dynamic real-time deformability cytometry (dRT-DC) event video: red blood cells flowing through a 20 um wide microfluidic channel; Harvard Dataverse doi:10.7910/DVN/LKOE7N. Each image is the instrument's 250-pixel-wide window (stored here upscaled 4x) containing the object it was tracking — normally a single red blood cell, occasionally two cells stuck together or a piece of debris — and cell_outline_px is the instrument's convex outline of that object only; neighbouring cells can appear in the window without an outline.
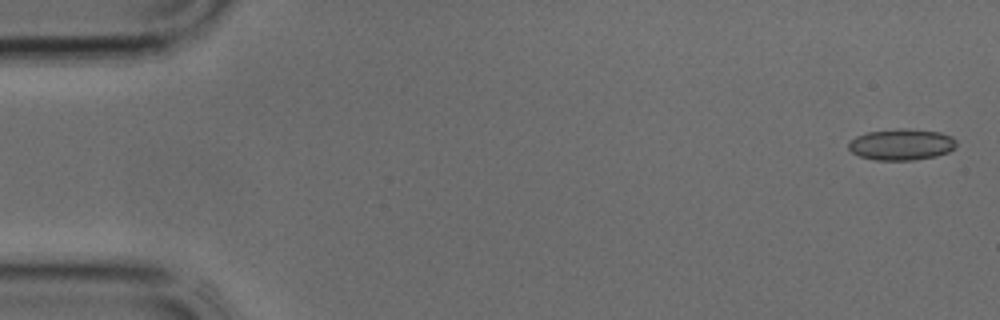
{"species": "common noctule bat (a hibernating species)", "species_latin": "Nyctalus noctula", "temperature_condition": "cold", "stored_images_in_passage": 38, "camera_frame_rate_fps": 3000, "um_per_image_px": 0.085, "animal": {"sex": "male", "body_mass_g": 17.9, "forearm_length_mm": 54.2}, "frame": {"image": 1, "passage_image": 1, "time_ms": 0.0, "image_size_px": [1000, 320], "cell_outline_px": [[956, 148], [948, 152], [936, 156], [912, 160], [876, 160], [860, 156], [852, 152], [848, 148], [848, 144], [856, 136], [868, 132], [900, 128], [904, 128], [940, 132], [952, 136], [956, 140]], "centroid_in_image_um": [76.65, 12.28], "position_along_channel_um": 8.3, "area_um2": 19.65}}
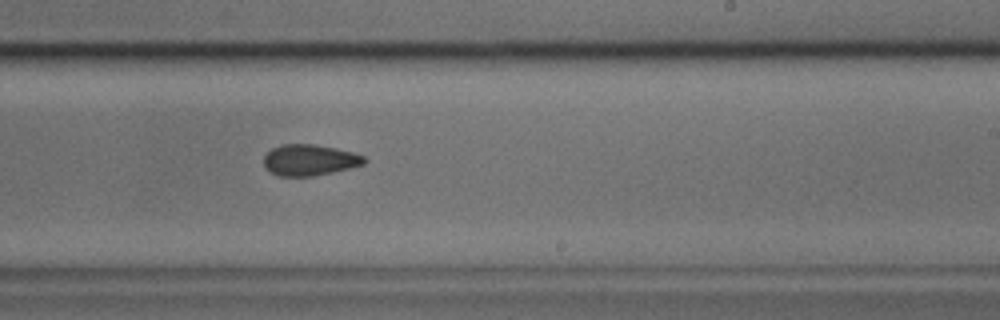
{"frame": {"image": 2, "passage_image": 23, "time_ms": 7.333, "image_size_px": [1000, 320], "cell_outline_px": [[368, 160], [364, 164], [332, 172], [312, 176], [280, 176], [272, 172], [264, 164], [264, 156], [272, 148], [284, 144], [312, 144], [336, 148], [352, 152], [364, 156]], "centroid_in_image_um": [26.33, 13.59], "position_along_channel_um": 262.7, "area_um2": 17.98}}
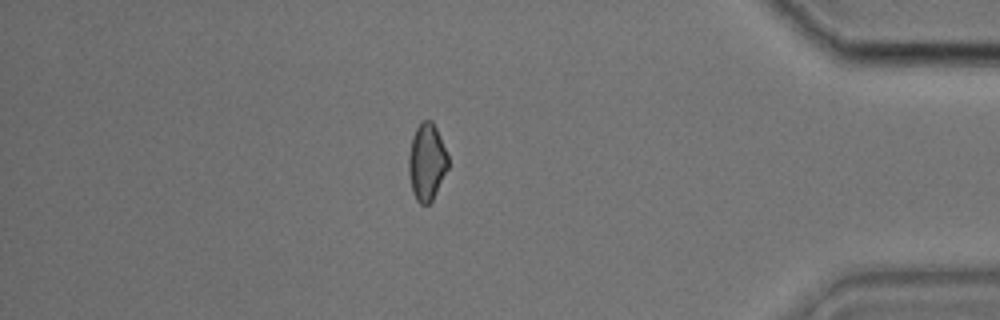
{"frame": {"image": 3, "passage_image": 33, "time_ms": 10.667, "image_size_px": [1000, 320], "cell_outline_px": [[448, 168], [432, 200], [428, 204], [420, 204], [416, 200], [412, 192], [408, 172], [408, 156], [412, 136], [420, 120], [432, 120], [436, 128], [448, 156]], "centroid_in_image_um": [36.25, 13.76], "position_along_channel_um": 399.0, "area_um2": 17.74}}